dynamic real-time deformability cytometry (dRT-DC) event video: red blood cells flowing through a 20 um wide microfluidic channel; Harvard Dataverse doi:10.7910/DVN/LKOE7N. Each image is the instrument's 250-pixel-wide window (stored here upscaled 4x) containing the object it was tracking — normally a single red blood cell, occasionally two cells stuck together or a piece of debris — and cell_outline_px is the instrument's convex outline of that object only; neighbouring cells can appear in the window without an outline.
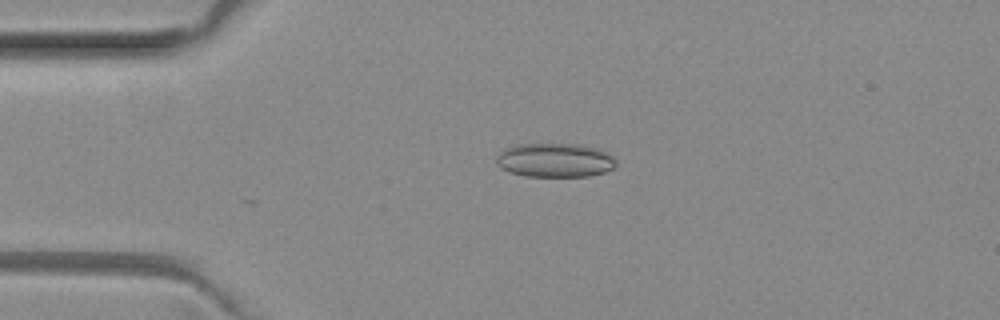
{"species": "common noctule bat (a hibernating species)", "species_latin": "Nyctalus noctula", "temperature_condition": "room temperature", "stored_images_in_passage": 8, "camera_frame_rate_fps": 3000, "um_per_image_px": 0.085, "animal": {"sex": "female", "body_mass_g": 29.2, "forearm_length_mm": 56.3}, "frame": {"image": 1, "passage_image": 4, "time_ms": 1.0, "image_size_px": [1000, 320], "cell_outline_px": [[616, 168], [604, 172], [588, 176], [524, 176], [500, 168], [496, 164], [496, 156], [504, 148], [516, 144], [580, 144], [600, 148], [608, 152], [616, 160]], "centroid_in_image_um": [47.19, 13.6], "position_along_channel_um": 37.8, "area_um2": 24.04}}
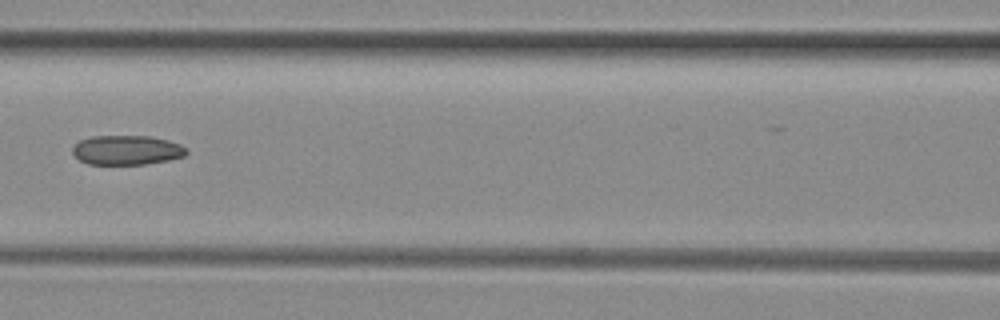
{"frame": {"image": 2, "passage_image": 7, "time_ms": 2.0, "image_size_px": [1000, 320], "cell_outline_px": [[188, 152], [184, 156], [168, 160], [144, 164], [88, 164], [80, 160], [72, 152], [72, 148], [80, 140], [92, 136], [152, 136], [168, 140], [180, 144], [188, 148]], "centroid_in_image_um": [10.8, 12.75], "position_along_channel_um": 155.8, "area_um2": 19.59}}
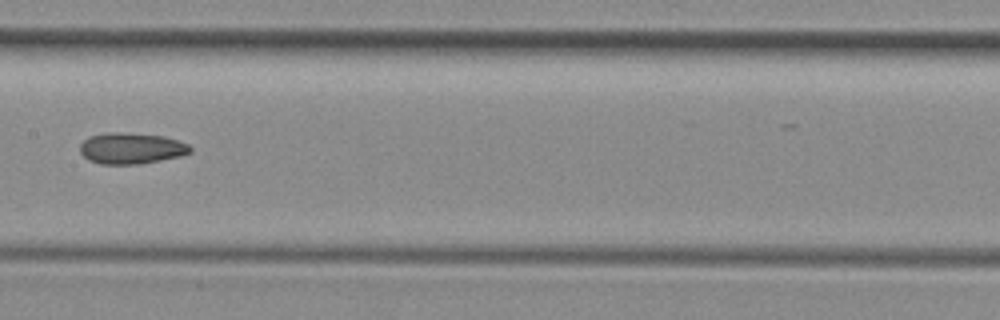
{"frame": {"image": 3, "passage_image": 8, "time_ms": 2.333, "image_size_px": [1000, 320], "cell_outline_px": [[192, 152], [180, 156], [140, 164], [100, 164], [88, 160], [80, 152], [80, 144], [88, 136], [104, 132], [124, 132], [164, 136], [188, 144], [192, 148]], "centroid_in_image_um": [11.13, 12.6], "position_along_channel_um": 196.3, "area_um2": 20.17}}